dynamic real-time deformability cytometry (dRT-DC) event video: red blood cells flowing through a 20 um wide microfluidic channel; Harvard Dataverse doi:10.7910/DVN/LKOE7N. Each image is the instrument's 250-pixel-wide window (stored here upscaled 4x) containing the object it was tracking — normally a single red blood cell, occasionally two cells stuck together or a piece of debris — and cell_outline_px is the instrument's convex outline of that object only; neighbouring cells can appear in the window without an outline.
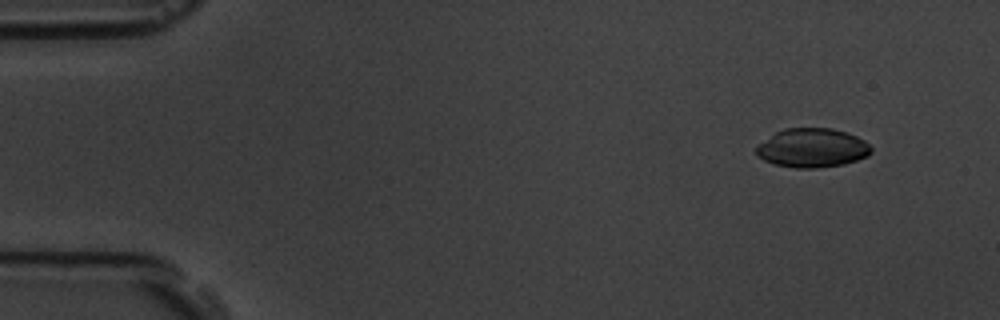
{"species": "common noctule bat (a hibernating species)", "species_latin": "Nyctalus noctula", "temperature_condition": "room temperature", "stored_images_in_passage": 5, "camera_frame_rate_fps": 3000, "um_per_image_px": 0.085, "animal": {"sex": "male", "body_mass_g": 19.5, "forearm_length_mm": 54.6}, "frame": {"image": 1, "passage_image": 2, "time_ms": 1.0, "image_size_px": [1000, 320], "cell_outline_px": [[872, 152], [868, 156], [844, 164], [816, 168], [796, 168], [776, 164], [764, 160], [756, 156], [756, 148], [760, 144], [776, 132], [784, 128], [832, 128], [856, 136], [864, 140], [872, 148]], "centroid_in_image_um": [69.06, 12.58], "position_along_channel_um": 15.9, "area_um2": 25.95}}
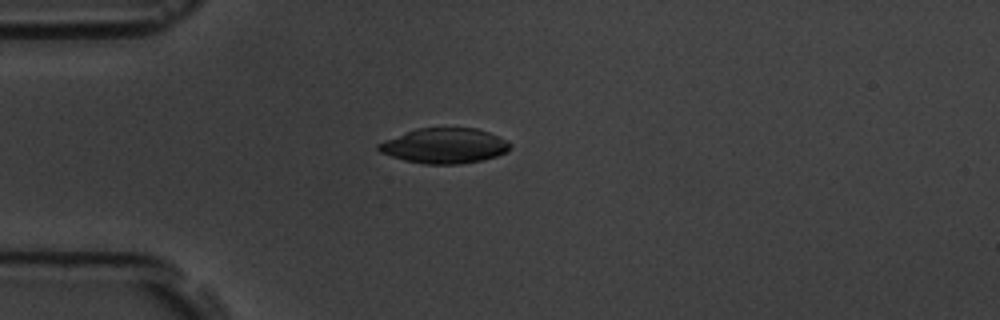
{"frame": {"image": 2, "passage_image": 5, "time_ms": 4.333, "image_size_px": [1000, 320], "cell_outline_px": [[512, 144], [508, 152], [496, 156], [480, 160], [460, 164], [424, 164], [404, 160], [380, 152], [376, 148], [376, 144], [384, 140], [416, 128], [476, 128], [488, 132], [508, 140]], "centroid_in_image_um": [37.78, 12.39], "position_along_channel_um": 47.2, "area_um2": 27.05}}